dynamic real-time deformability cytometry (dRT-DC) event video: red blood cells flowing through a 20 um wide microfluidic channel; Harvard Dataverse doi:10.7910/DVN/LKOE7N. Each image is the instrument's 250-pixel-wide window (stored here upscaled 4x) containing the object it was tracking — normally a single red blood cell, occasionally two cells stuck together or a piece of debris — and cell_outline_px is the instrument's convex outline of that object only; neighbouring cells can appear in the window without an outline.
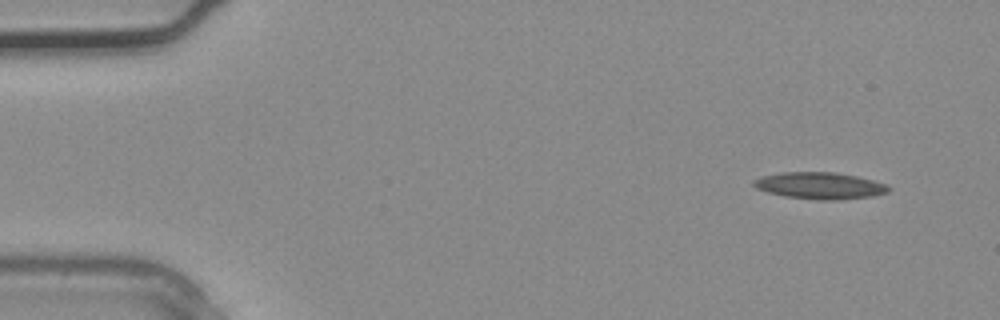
{"species": "common noctule bat (a hibernating species)", "species_latin": "Nyctalus noctula", "temperature_condition": "warm", "stored_images_in_passage": 2, "camera_frame_rate_fps": 3000, "um_per_image_px": 0.085, "animal": {"sex": "male", "body_mass_g": 20.4}, "frame": {"image": 1, "passage_image": 1, "time_ms": 0.0, "image_size_px": [1000, 320], "cell_outline_px": [[892, 188], [888, 192], [872, 196], [840, 200], [816, 200], [784, 196], [768, 192], [756, 188], [752, 184], [752, 180], [760, 176], [780, 172], [836, 172], [856, 176], [872, 180], [884, 184]], "centroid_in_image_um": [69.65, 15.78], "position_along_channel_um": 15.3, "area_um2": 21.15}}